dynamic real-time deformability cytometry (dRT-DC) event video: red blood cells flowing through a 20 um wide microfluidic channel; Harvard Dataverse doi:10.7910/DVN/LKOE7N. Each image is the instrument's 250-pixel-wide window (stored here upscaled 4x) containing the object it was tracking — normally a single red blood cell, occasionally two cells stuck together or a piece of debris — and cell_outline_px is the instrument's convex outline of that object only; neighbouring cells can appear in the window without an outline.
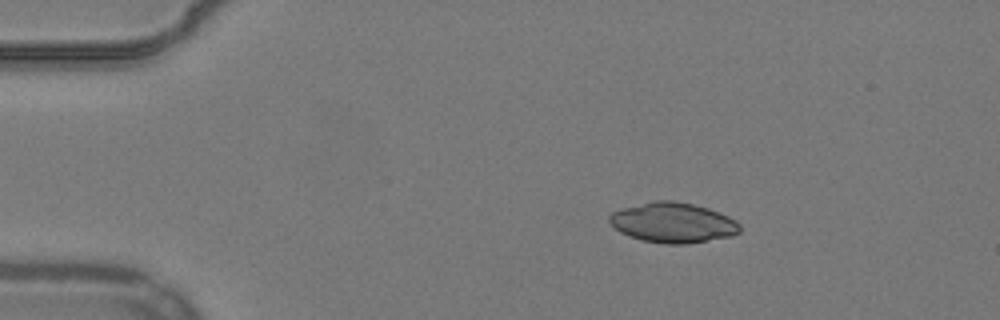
{"species": "common noctule bat (a hibernating species)", "species_latin": "Nyctalus noctula", "temperature_condition": "warm", "stored_images_in_passage": 45, "camera_frame_rate_fps": 3000, "um_per_image_px": 0.085, "animal": {"sex": "male", "body_mass_g": 19.2, "forearm_length_mm": 51.8}, "frame": {"image": 1, "passage_image": 1, "time_ms": 0.0, "image_size_px": [1000, 320], "cell_outline_px": [[740, 232], [732, 236], [688, 244], [668, 244], [644, 240], [620, 232], [608, 220], [608, 216], [612, 212], [620, 208], [656, 200], [672, 200], [692, 204], [708, 208], [728, 216], [736, 220], [740, 224]], "centroid_in_image_um": [57.22, 18.92], "position_along_channel_um": 27.8, "area_um2": 30.4}}
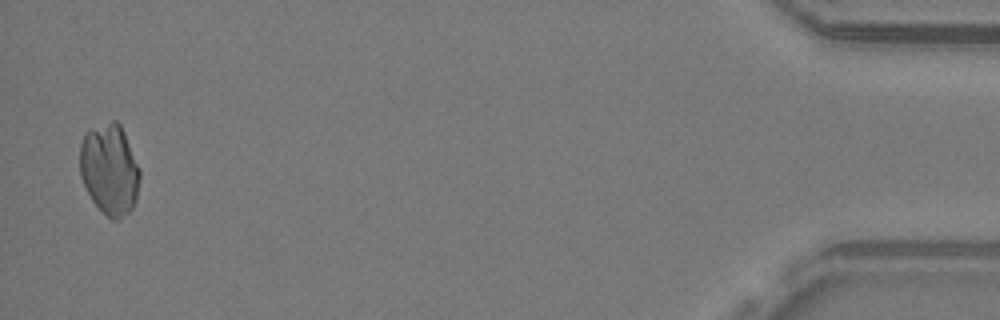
{"frame": {"image": 2, "passage_image": 44, "time_ms": 14.333, "image_size_px": [1000, 320], "cell_outline_px": [[140, 180], [136, 200], [132, 208], [128, 212], [116, 220], [112, 220], [92, 200], [80, 176], [80, 144], [84, 132], [92, 128], [112, 120], [116, 120], [120, 124], [124, 132], [140, 168]], "centroid_in_image_um": [9.32, 14.37], "position_along_channel_um": 425.9, "area_um2": 31.73}}